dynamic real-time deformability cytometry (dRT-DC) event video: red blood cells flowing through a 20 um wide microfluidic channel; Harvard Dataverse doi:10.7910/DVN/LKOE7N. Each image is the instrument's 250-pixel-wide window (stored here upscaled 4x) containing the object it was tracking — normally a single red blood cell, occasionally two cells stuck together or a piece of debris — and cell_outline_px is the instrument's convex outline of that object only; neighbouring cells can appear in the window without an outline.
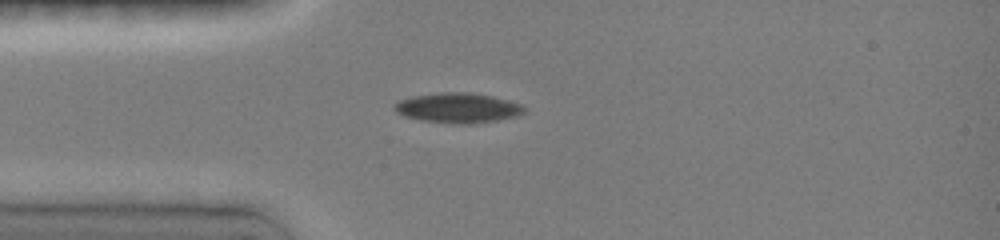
{"species": "common noctule bat (a hibernating species)", "species_latin": "Nyctalus noctula", "temperature_condition": "room temperature", "stored_images_in_passage": 48, "camera_frame_rate_fps": 3000, "um_per_image_px": 0.085, "animal": {"sex": "female", "body_mass_g": 19.0, "forearm_length_mm": 51.5}, "frame": {"image": 1, "passage_image": 1, "time_ms": 0.0, "image_size_px": [1000, 240], "cell_outline_px": [[528, 108], [520, 116], [472, 124], [452, 124], [420, 120], [404, 116], [396, 112], [392, 108], [392, 104], [400, 100], [412, 96], [444, 92], [468, 92], [492, 96], [524, 104]], "centroid_in_image_um": [38.94, 9.18], "position_along_channel_um": 46.1, "area_um2": 23.06}}
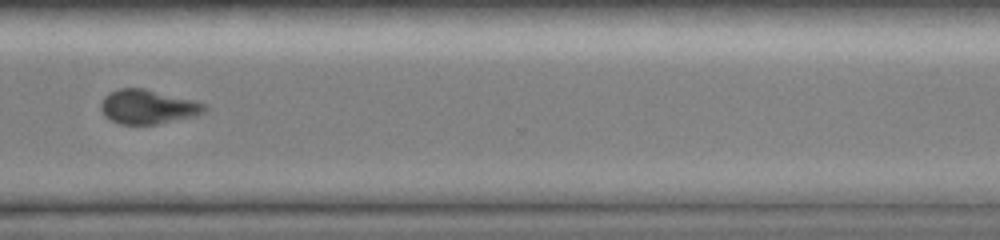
{"frame": {"image": 2, "passage_image": 36, "time_ms": 8.0, "image_size_px": [1000, 240], "cell_outline_px": [[208, 108], [204, 112], [192, 116], [156, 124], [120, 124], [104, 116], [100, 108], [100, 104], [104, 96], [108, 92], [120, 88], [144, 88], [196, 100], [204, 104]], "centroid_in_image_um": [12.54, 9.06], "position_along_channel_um": 358.1, "area_um2": 20.69}}
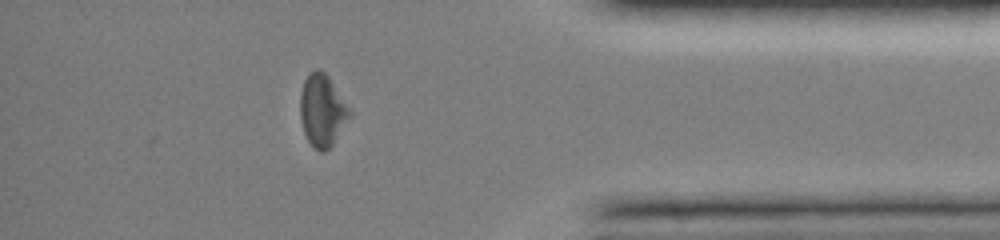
{"frame": {"image": 3, "passage_image": 41, "time_ms": 9.667, "image_size_px": [1000, 240], "cell_outline_px": [[352, 112], [332, 144], [324, 152], [320, 152], [308, 140], [304, 132], [300, 120], [300, 92], [304, 80], [308, 72], [316, 68], [320, 68], [328, 76]], "centroid_in_image_um": [27.36, 9.34], "position_along_channel_um": 407.8, "area_um2": 20.52}, "authors_computed_cell_mechanics": {"area_um2": 22.1663, "velocity_mm_per_s": 4.0059, "shape_relaxation_time_tau1_ms": 9.9336, "shape_relaxation_time_tau2_ms": 6.2397, "deformation_change_tau1": 0.175, "deformation_change_tau2": 0.1155}}